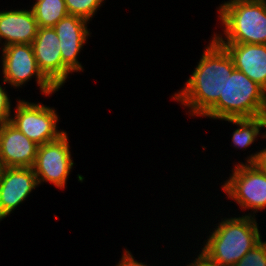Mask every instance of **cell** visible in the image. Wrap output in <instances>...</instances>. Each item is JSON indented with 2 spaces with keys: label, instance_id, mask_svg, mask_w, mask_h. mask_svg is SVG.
<instances>
[{
  "label": "cell",
  "instance_id": "cell-15",
  "mask_svg": "<svg viewBox=\"0 0 266 266\" xmlns=\"http://www.w3.org/2000/svg\"><path fill=\"white\" fill-rule=\"evenodd\" d=\"M225 120L240 127L233 132L232 136L233 144L238 148L250 146L257 138V135H259L260 129L263 127L266 128V115L253 118H232Z\"/></svg>",
  "mask_w": 266,
  "mask_h": 266
},
{
  "label": "cell",
  "instance_id": "cell-18",
  "mask_svg": "<svg viewBox=\"0 0 266 266\" xmlns=\"http://www.w3.org/2000/svg\"><path fill=\"white\" fill-rule=\"evenodd\" d=\"M234 266H266V242L261 241Z\"/></svg>",
  "mask_w": 266,
  "mask_h": 266
},
{
  "label": "cell",
  "instance_id": "cell-23",
  "mask_svg": "<svg viewBox=\"0 0 266 266\" xmlns=\"http://www.w3.org/2000/svg\"><path fill=\"white\" fill-rule=\"evenodd\" d=\"M41 1H43V0H36V2L34 3V5H35L36 3H39V2H41Z\"/></svg>",
  "mask_w": 266,
  "mask_h": 266
},
{
  "label": "cell",
  "instance_id": "cell-20",
  "mask_svg": "<svg viewBox=\"0 0 266 266\" xmlns=\"http://www.w3.org/2000/svg\"><path fill=\"white\" fill-rule=\"evenodd\" d=\"M263 137L266 138V134H263ZM246 161L247 163H255L262 171L266 173V148L260 150V152L252 154Z\"/></svg>",
  "mask_w": 266,
  "mask_h": 266
},
{
  "label": "cell",
  "instance_id": "cell-11",
  "mask_svg": "<svg viewBox=\"0 0 266 266\" xmlns=\"http://www.w3.org/2000/svg\"><path fill=\"white\" fill-rule=\"evenodd\" d=\"M38 146L10 122L0 123V162L3 168H33Z\"/></svg>",
  "mask_w": 266,
  "mask_h": 266
},
{
  "label": "cell",
  "instance_id": "cell-4",
  "mask_svg": "<svg viewBox=\"0 0 266 266\" xmlns=\"http://www.w3.org/2000/svg\"><path fill=\"white\" fill-rule=\"evenodd\" d=\"M266 115V91L243 72L227 77L224 94L204 115L213 119L253 118Z\"/></svg>",
  "mask_w": 266,
  "mask_h": 266
},
{
  "label": "cell",
  "instance_id": "cell-22",
  "mask_svg": "<svg viewBox=\"0 0 266 266\" xmlns=\"http://www.w3.org/2000/svg\"><path fill=\"white\" fill-rule=\"evenodd\" d=\"M187 266H218L211 262L204 254L200 253L198 258L194 260L193 263H189Z\"/></svg>",
  "mask_w": 266,
  "mask_h": 266
},
{
  "label": "cell",
  "instance_id": "cell-10",
  "mask_svg": "<svg viewBox=\"0 0 266 266\" xmlns=\"http://www.w3.org/2000/svg\"><path fill=\"white\" fill-rule=\"evenodd\" d=\"M38 186L33 168L4 167L0 174V221Z\"/></svg>",
  "mask_w": 266,
  "mask_h": 266
},
{
  "label": "cell",
  "instance_id": "cell-13",
  "mask_svg": "<svg viewBox=\"0 0 266 266\" xmlns=\"http://www.w3.org/2000/svg\"><path fill=\"white\" fill-rule=\"evenodd\" d=\"M243 72L266 91V44L220 43Z\"/></svg>",
  "mask_w": 266,
  "mask_h": 266
},
{
  "label": "cell",
  "instance_id": "cell-7",
  "mask_svg": "<svg viewBox=\"0 0 266 266\" xmlns=\"http://www.w3.org/2000/svg\"><path fill=\"white\" fill-rule=\"evenodd\" d=\"M54 108L19 100L10 123L37 145L58 139L65 131L57 130L58 115Z\"/></svg>",
  "mask_w": 266,
  "mask_h": 266
},
{
  "label": "cell",
  "instance_id": "cell-5",
  "mask_svg": "<svg viewBox=\"0 0 266 266\" xmlns=\"http://www.w3.org/2000/svg\"><path fill=\"white\" fill-rule=\"evenodd\" d=\"M230 179L222 186L229 198L235 200L242 209H265L266 173L255 163L236 165Z\"/></svg>",
  "mask_w": 266,
  "mask_h": 266
},
{
  "label": "cell",
  "instance_id": "cell-12",
  "mask_svg": "<svg viewBox=\"0 0 266 266\" xmlns=\"http://www.w3.org/2000/svg\"><path fill=\"white\" fill-rule=\"evenodd\" d=\"M87 22L78 16L67 15L53 27L60 41L62 62L71 73L83 71L77 56L90 35L86 26Z\"/></svg>",
  "mask_w": 266,
  "mask_h": 266
},
{
  "label": "cell",
  "instance_id": "cell-6",
  "mask_svg": "<svg viewBox=\"0 0 266 266\" xmlns=\"http://www.w3.org/2000/svg\"><path fill=\"white\" fill-rule=\"evenodd\" d=\"M3 82L19 87L36 76L37 84L45 95L58 89L38 68L32 44H12L2 48Z\"/></svg>",
  "mask_w": 266,
  "mask_h": 266
},
{
  "label": "cell",
  "instance_id": "cell-14",
  "mask_svg": "<svg viewBox=\"0 0 266 266\" xmlns=\"http://www.w3.org/2000/svg\"><path fill=\"white\" fill-rule=\"evenodd\" d=\"M38 28L32 9L0 12V40L5 39L4 47L32 44Z\"/></svg>",
  "mask_w": 266,
  "mask_h": 266
},
{
  "label": "cell",
  "instance_id": "cell-19",
  "mask_svg": "<svg viewBox=\"0 0 266 266\" xmlns=\"http://www.w3.org/2000/svg\"><path fill=\"white\" fill-rule=\"evenodd\" d=\"M10 110V99L7 93L5 92V88L3 89L0 85V123L10 121Z\"/></svg>",
  "mask_w": 266,
  "mask_h": 266
},
{
  "label": "cell",
  "instance_id": "cell-8",
  "mask_svg": "<svg viewBox=\"0 0 266 266\" xmlns=\"http://www.w3.org/2000/svg\"><path fill=\"white\" fill-rule=\"evenodd\" d=\"M70 153L66 132L54 141L39 145L33 166L38 185L47 181L63 189L74 165Z\"/></svg>",
  "mask_w": 266,
  "mask_h": 266
},
{
  "label": "cell",
  "instance_id": "cell-24",
  "mask_svg": "<svg viewBox=\"0 0 266 266\" xmlns=\"http://www.w3.org/2000/svg\"><path fill=\"white\" fill-rule=\"evenodd\" d=\"M2 168H3V167H2L1 162H0V174H1Z\"/></svg>",
  "mask_w": 266,
  "mask_h": 266
},
{
  "label": "cell",
  "instance_id": "cell-2",
  "mask_svg": "<svg viewBox=\"0 0 266 266\" xmlns=\"http://www.w3.org/2000/svg\"><path fill=\"white\" fill-rule=\"evenodd\" d=\"M253 217L248 214L223 220L210 234L201 253L218 266H234L262 241Z\"/></svg>",
  "mask_w": 266,
  "mask_h": 266
},
{
  "label": "cell",
  "instance_id": "cell-1",
  "mask_svg": "<svg viewBox=\"0 0 266 266\" xmlns=\"http://www.w3.org/2000/svg\"><path fill=\"white\" fill-rule=\"evenodd\" d=\"M234 69L228 51L213 38L185 87L173 98L187 106L192 115L204 116L223 96L226 79Z\"/></svg>",
  "mask_w": 266,
  "mask_h": 266
},
{
  "label": "cell",
  "instance_id": "cell-3",
  "mask_svg": "<svg viewBox=\"0 0 266 266\" xmlns=\"http://www.w3.org/2000/svg\"><path fill=\"white\" fill-rule=\"evenodd\" d=\"M218 14L227 38L214 35L219 43L266 44V0H229Z\"/></svg>",
  "mask_w": 266,
  "mask_h": 266
},
{
  "label": "cell",
  "instance_id": "cell-17",
  "mask_svg": "<svg viewBox=\"0 0 266 266\" xmlns=\"http://www.w3.org/2000/svg\"><path fill=\"white\" fill-rule=\"evenodd\" d=\"M104 0H65L69 15L78 16L87 21L95 15Z\"/></svg>",
  "mask_w": 266,
  "mask_h": 266
},
{
  "label": "cell",
  "instance_id": "cell-21",
  "mask_svg": "<svg viewBox=\"0 0 266 266\" xmlns=\"http://www.w3.org/2000/svg\"><path fill=\"white\" fill-rule=\"evenodd\" d=\"M117 266H147V265L143 264L142 262L134 260L131 252L125 250Z\"/></svg>",
  "mask_w": 266,
  "mask_h": 266
},
{
  "label": "cell",
  "instance_id": "cell-16",
  "mask_svg": "<svg viewBox=\"0 0 266 266\" xmlns=\"http://www.w3.org/2000/svg\"><path fill=\"white\" fill-rule=\"evenodd\" d=\"M38 27H54L69 15L65 0H43L32 6Z\"/></svg>",
  "mask_w": 266,
  "mask_h": 266
},
{
  "label": "cell",
  "instance_id": "cell-9",
  "mask_svg": "<svg viewBox=\"0 0 266 266\" xmlns=\"http://www.w3.org/2000/svg\"><path fill=\"white\" fill-rule=\"evenodd\" d=\"M59 42L53 27H39L32 42L38 68L57 89L65 83L71 72L62 62Z\"/></svg>",
  "mask_w": 266,
  "mask_h": 266
}]
</instances>
